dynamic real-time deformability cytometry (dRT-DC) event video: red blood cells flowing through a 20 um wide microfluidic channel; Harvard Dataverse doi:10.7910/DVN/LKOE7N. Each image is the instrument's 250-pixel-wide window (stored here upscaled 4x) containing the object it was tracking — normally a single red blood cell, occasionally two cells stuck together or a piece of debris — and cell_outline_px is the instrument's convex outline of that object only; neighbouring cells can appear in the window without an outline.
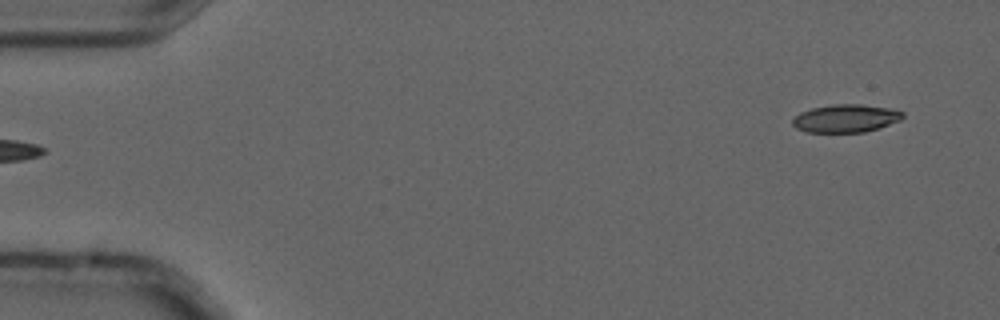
{"species": "common noctule bat (a hibernating species)", "species_latin": "Nyctalus noctula", "temperature_condition": "cold", "stored_images_in_passage": 2, "segment_of_instrument_passage": [2, 2], "camera_frame_rate_fps": 3000, "um_per_image_px": 0.085, "animal": {"sex": "male", "forearm_length_mm": 52.5}, "frame": {"image": 1, "passage_image": 2, "time_ms": 0.333, "image_size_px": [1000, 320], "cell_outline_px": [[904, 116], [900, 120], [880, 128], [864, 132], [808, 132], [796, 128], [792, 124], [792, 120], [800, 112], [812, 108], [832, 104], [860, 104], [888, 108], [904, 112]], "centroid_in_image_um": [71.89, 10.06], "position_along_channel_um": 13.1, "area_um2": 17.92}}